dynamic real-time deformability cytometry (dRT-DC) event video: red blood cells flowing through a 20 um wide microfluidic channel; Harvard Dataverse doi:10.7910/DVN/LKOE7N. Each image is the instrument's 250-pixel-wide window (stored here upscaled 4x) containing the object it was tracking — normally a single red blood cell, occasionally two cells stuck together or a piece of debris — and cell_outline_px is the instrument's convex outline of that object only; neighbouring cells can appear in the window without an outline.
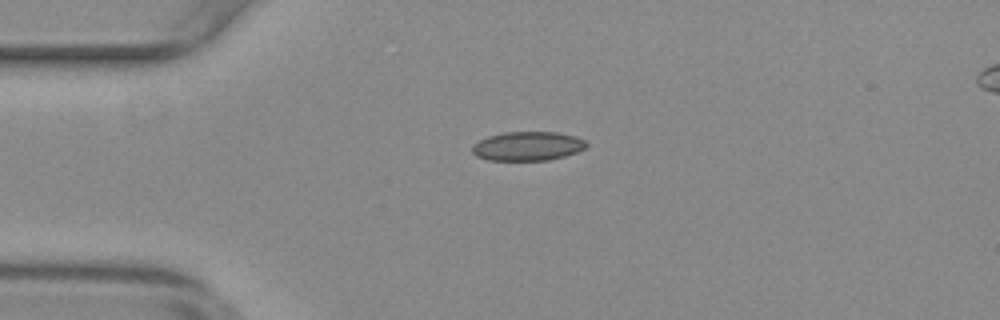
{"species": "common noctule bat (a hibernating species)", "species_latin": "Nyctalus noctula", "temperature_condition": "warm", "stored_images_in_passage": 35, "camera_frame_rate_fps": 3000, "um_per_image_px": 0.085, "animal": {"sex": "female", "body_mass_g": 29.2, "forearm_length_mm": 56.3}, "frame": {"image": 1, "passage_image": 1, "time_ms": 0.0, "image_size_px": [1000, 320], "cell_outline_px": [[588, 144], [584, 148], [576, 152], [564, 156], [548, 160], [488, 160], [476, 156], [472, 152], [472, 144], [488, 136], [504, 132], [556, 132], [572, 136], [584, 140]], "centroid_in_image_um": [44.81, 12.42], "position_along_channel_um": 40.2, "area_um2": 19.19}}
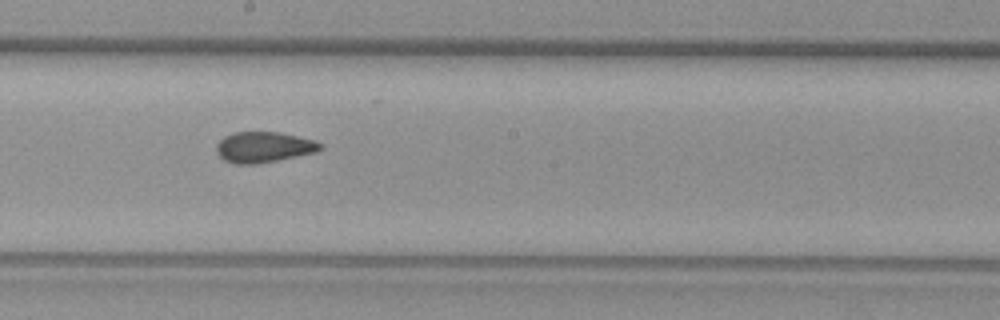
{"frame": {"image": 2, "passage_image": 18, "time_ms": 5.667, "image_size_px": [1000, 320], "cell_outline_px": [[324, 148], [316, 152], [256, 164], [236, 164], [224, 160], [216, 152], [216, 144], [224, 136], [236, 132], [280, 132], [316, 140], [324, 144]], "centroid_in_image_um": [22.44, 12.5], "position_along_channel_um": 225.8, "area_um2": 18.67}}
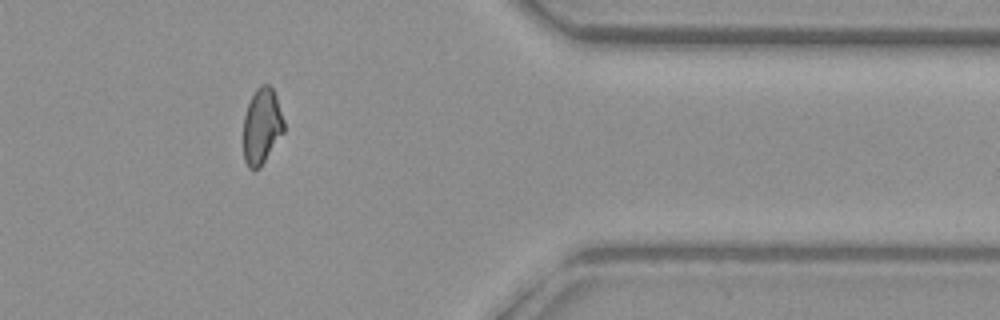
{"frame": {"image": 3, "passage_image": 33, "time_ms": 10.667, "image_size_px": [1000, 320], "cell_outline_px": [[284, 132], [260, 168], [248, 168], [244, 160], [244, 116], [248, 104], [256, 88], [260, 84], [268, 84], [272, 88], [276, 96], [284, 120]], "centroid_in_image_um": [22.26, 10.72], "position_along_channel_um": 389.1, "area_um2": 17.86}, "authors_computed_cell_mechanics": {"area_um2": 18.785, "velocity_mm_per_s": 3.7309, "shape_relaxation_time_tau1_ms": null, "shape_relaxation_time_tau2_ms": 1.8282, "deformation_change_tau1": null, "deformation_change_tau2": 0.0669}}